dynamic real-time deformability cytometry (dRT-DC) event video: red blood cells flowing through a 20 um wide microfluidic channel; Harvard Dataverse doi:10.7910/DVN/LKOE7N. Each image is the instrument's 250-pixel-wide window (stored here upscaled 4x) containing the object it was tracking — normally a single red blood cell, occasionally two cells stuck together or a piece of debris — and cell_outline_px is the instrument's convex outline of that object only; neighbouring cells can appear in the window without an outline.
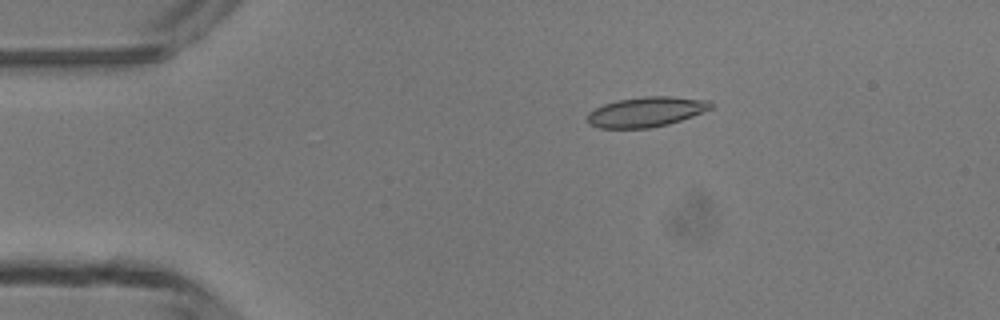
{"species": "common noctule bat (a hibernating species)", "species_latin": "Nyctalus noctula", "temperature_condition": "room temperature", "stored_images_in_passage": 4, "camera_frame_rate_fps": 3000, "um_per_image_px": 0.085, "animal": {"sex": "male", "body_mass_g": 13.3}, "frame": {"image": 1, "passage_image": 3, "time_ms": 2.667, "image_size_px": [1000, 320], "cell_outline_px": [[716, 104], [712, 108], [692, 116], [668, 124], [648, 128], [600, 128], [588, 124], [588, 112], [604, 104], [616, 100], [644, 96], [672, 96], [712, 100]], "centroid_in_image_um": [54.96, 9.49], "position_along_channel_um": 30.0, "area_um2": 21.73}}